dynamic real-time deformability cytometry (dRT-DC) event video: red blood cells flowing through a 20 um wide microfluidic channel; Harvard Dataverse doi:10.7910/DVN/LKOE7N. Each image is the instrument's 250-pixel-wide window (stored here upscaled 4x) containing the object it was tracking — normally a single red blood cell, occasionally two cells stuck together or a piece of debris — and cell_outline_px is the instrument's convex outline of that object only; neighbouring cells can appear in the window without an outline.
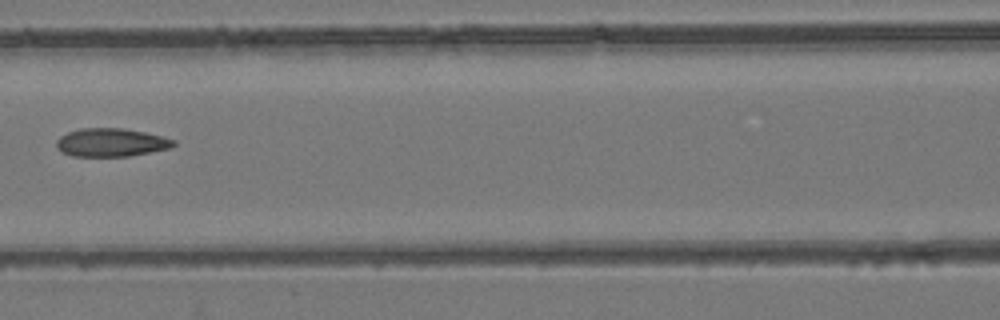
{"species": "common noctule bat (a hibernating species)", "species_latin": "Nyctalus noctula", "temperature_condition": "room temperature", "stored_images_in_passage": 4, "camera_frame_rate_fps": 3000, "um_per_image_px": 0.085, "animal": {"sex": "female", "body_mass_g": 24.6, "forearm_length_mm": 56.2}, "frame": {"image": 1, "passage_image": 4, "time_ms": 1.0, "image_size_px": [1000, 320], "cell_outline_px": [[176, 144], [172, 148], [128, 156], [72, 156], [60, 152], [56, 148], [56, 140], [60, 136], [68, 132], [80, 128], [124, 128], [144, 132], [176, 140]], "centroid_in_image_um": [9.42, 12.11], "position_along_channel_um": 157.2, "area_um2": 19.42}}